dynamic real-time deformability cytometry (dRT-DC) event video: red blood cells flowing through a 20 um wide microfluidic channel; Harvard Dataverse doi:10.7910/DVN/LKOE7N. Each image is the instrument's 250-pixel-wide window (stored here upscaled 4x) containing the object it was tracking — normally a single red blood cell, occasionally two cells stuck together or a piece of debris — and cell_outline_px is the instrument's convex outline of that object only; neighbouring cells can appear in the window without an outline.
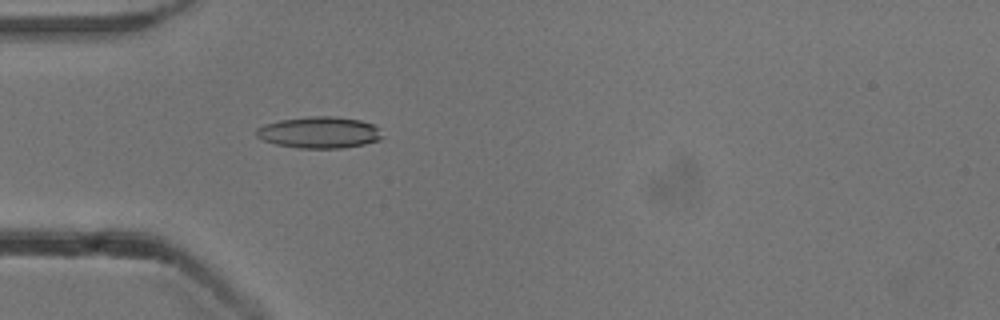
{"species": "common noctule bat (a hibernating species)", "species_latin": "Nyctalus noctula", "temperature_condition": "cold", "stored_images_in_passage": 48, "camera_frame_rate_fps": 3000, "um_per_image_px": 0.085, "animal": {"sex": "male", "body_mass_g": 13.3}, "frame": {"image": 1, "passage_image": 11, "time_ms": 3.333, "image_size_px": [1000, 320], "cell_outline_px": [[380, 140], [364, 144], [344, 148], [300, 148], [276, 144], [264, 140], [256, 136], [256, 128], [264, 124], [280, 120], [308, 116], [336, 116], [360, 120], [372, 124], [380, 128]], "centroid_in_image_um": [27.13, 11.25], "position_along_channel_um": 57.9, "area_um2": 23.12}}
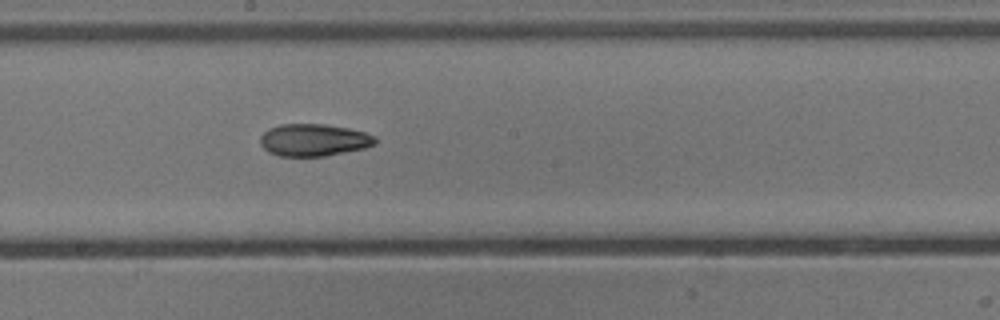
{"frame": {"image": 2, "passage_image": 24, "time_ms": 7.667, "image_size_px": [1000, 320], "cell_outline_px": [[376, 144], [364, 148], [324, 156], [280, 156], [268, 152], [260, 144], [260, 136], [268, 128], [280, 124], [324, 124], [348, 128], [364, 132], [372, 136], [376, 140]], "centroid_in_image_um": [26.62, 11.9], "position_along_channel_um": 221.6, "area_um2": 21.5}}
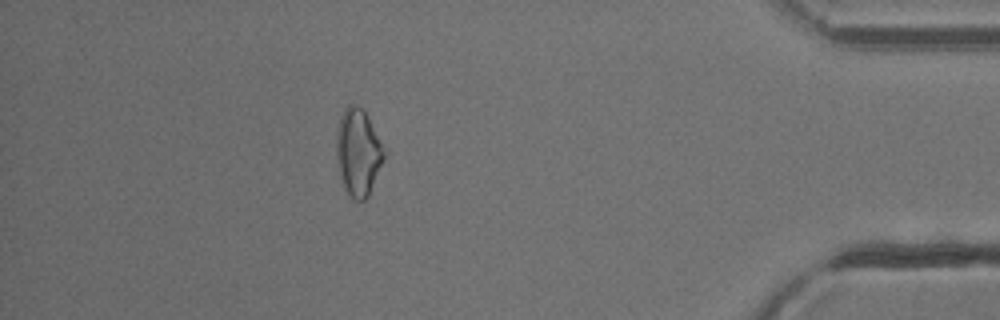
{"frame": {"image": 3, "passage_image": 42, "time_ms": 13.667, "image_size_px": [1000, 320], "cell_outline_px": [[384, 160], [368, 196], [364, 200], [356, 200], [348, 196], [344, 188], [340, 176], [336, 156], [336, 132], [340, 116], [344, 108], [348, 104], [356, 104], [364, 112], [384, 152]], "centroid_in_image_um": [30.39, 12.98], "position_along_channel_um": 404.8, "area_um2": 23.7}, "authors_computed_cell_mechanics": {"area_um2": 22.0218, "velocity_mm_per_s": 3.8635, "shape_relaxation_time_tau1_ms": null, "shape_relaxation_time_tau2_ms": 8.4318, "deformation_change_tau1": null, "deformation_change_tau2": 0.138}}